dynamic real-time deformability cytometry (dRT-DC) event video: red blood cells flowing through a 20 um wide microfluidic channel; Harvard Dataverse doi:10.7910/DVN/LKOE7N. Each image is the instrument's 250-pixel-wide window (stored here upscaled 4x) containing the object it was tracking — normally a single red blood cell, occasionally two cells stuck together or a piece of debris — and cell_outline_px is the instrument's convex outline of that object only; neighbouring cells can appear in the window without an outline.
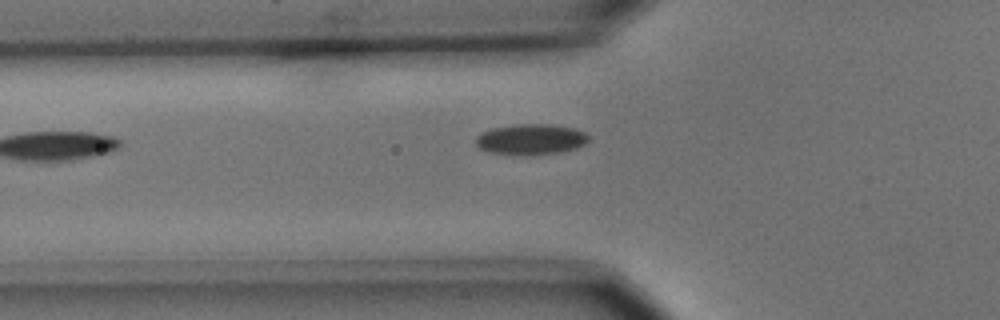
{"species": "common noctule bat (a hibernating species)", "species_latin": "Nyctalus noctula", "temperature_condition": "cold", "stored_images_in_passage": 7, "camera_frame_rate_fps": 3000, "um_per_image_px": 0.085, "animal": {"sex": "male", "body_mass_g": 15.6}, "frame": {"image": 1, "passage_image": 6, "time_ms": 6.0, "image_size_px": [1000, 320], "cell_outline_px": [[588, 140], [584, 144], [576, 148], [560, 152], [528, 156], [488, 152], [480, 148], [476, 144], [476, 136], [492, 128], [516, 124], [548, 124], [576, 128], [584, 132], [588, 136]], "centroid_in_image_um": [45.12, 11.85], "position_along_channel_um": 80.7, "area_um2": 20.23}}
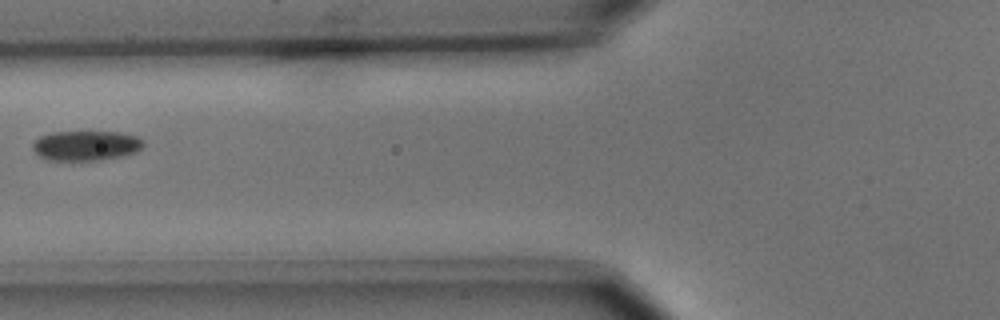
{"frame": {"image": 2, "passage_image": 7, "time_ms": 7.0, "image_size_px": [1000, 320], "cell_outline_px": [[144, 144], [136, 152], [124, 156], [100, 160], [44, 160], [32, 148], [32, 144], [40, 136], [52, 132], [120, 132], [136, 136], [144, 140]], "centroid_in_image_um": [7.32, 12.38], "position_along_channel_um": 118.5, "area_um2": 19.36}}